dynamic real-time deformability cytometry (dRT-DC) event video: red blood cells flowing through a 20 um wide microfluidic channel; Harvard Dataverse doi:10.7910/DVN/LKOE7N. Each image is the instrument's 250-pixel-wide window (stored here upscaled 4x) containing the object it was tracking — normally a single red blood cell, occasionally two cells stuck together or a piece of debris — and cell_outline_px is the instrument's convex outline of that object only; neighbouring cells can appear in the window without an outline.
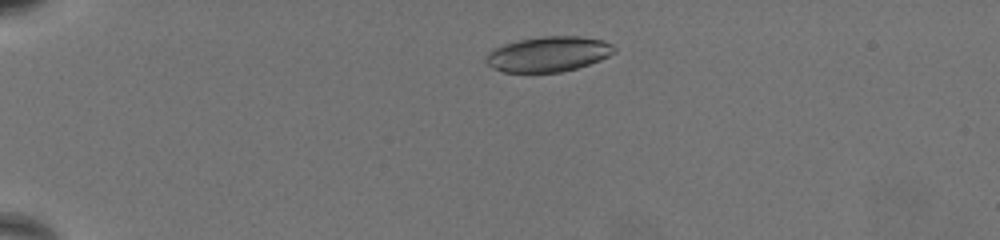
{"species": "common noctule bat (a hibernating species)", "species_latin": "Nyctalus noctula", "temperature_condition": "warm", "stored_images_in_passage": 53, "camera_frame_rate_fps": 3000, "um_per_image_px": 0.085, "animal": {"sex": "female", "body_mass_g": 19.5, "forearm_length_mm": 54.1}, "frame": {"image": 1, "passage_image": 3, "time_ms": 0.667, "image_size_px": [1000, 240], "cell_outline_px": [[616, 52], [600, 60], [576, 68], [560, 72], [504, 72], [492, 68], [484, 60], [484, 56], [492, 48], [504, 44], [520, 40], [544, 36], [580, 36], [604, 40], [612, 44], [616, 48]], "centroid_in_image_um": [46.6, 4.59], "position_along_channel_um": 38.4, "area_um2": 26.41}}
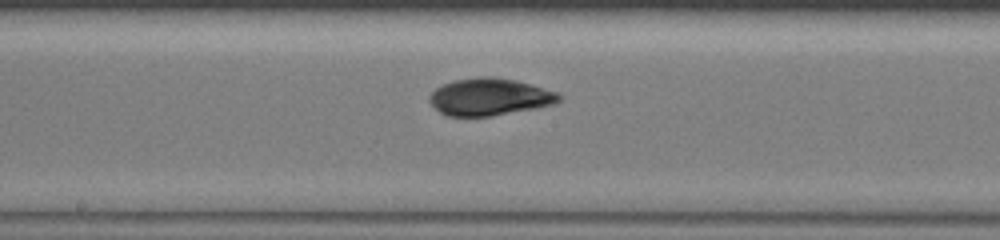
{"frame": {"image": 2, "passage_image": 25, "time_ms": 8.0, "image_size_px": [1000, 240], "cell_outline_px": [[560, 100], [552, 104], [536, 108], [492, 116], [444, 116], [428, 100], [428, 96], [436, 88], [452, 80], [476, 76], [492, 76], [516, 80], [560, 92]], "centroid_in_image_um": [41.6, 8.22], "position_along_channel_um": 206.6, "area_um2": 28.26}}
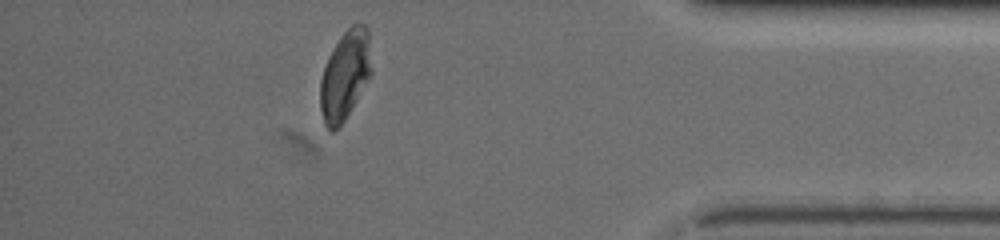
{"frame": {"image": 3, "passage_image": 46, "time_ms": 15.0, "image_size_px": [1000, 240], "cell_outline_px": [[372, 72], [340, 128], [332, 132], [324, 124], [320, 108], [320, 80], [328, 56], [332, 48], [340, 36], [352, 24], [364, 24], [368, 28]], "centroid_in_image_um": [29.32, 6.4], "position_along_channel_um": 405.9, "area_um2": 26.65}, "authors_computed_cell_mechanics": {"area_um2": 27.3394, "velocity_mm_per_s": 3.256, "shape_relaxation_time_tau1_ms": 4.916, "shape_relaxation_time_tau2_ms": 1.7966, "deformation_change_tau1": 0.1949, "deformation_change_tau2": 0.0558}}